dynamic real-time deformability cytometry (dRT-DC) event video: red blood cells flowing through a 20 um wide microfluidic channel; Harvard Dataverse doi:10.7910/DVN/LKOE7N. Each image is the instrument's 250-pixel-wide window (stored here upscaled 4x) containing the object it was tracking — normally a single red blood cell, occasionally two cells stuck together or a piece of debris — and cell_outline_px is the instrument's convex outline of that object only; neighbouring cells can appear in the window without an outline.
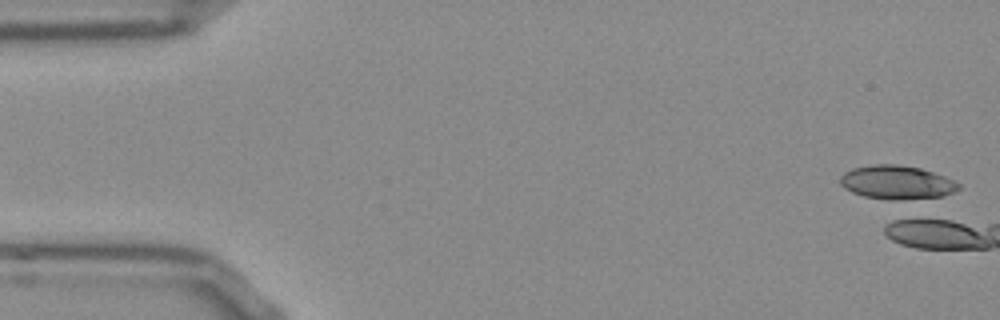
{"species": "Egyptian fruit bat (a non-hibernating species)", "species_latin": "Rousettus aegyptiacus", "temperature_condition": "room temperature", "stored_images_in_passage": 1, "camera_frame_rate_fps": 3000, "um_per_image_px": 0.085, "frame": {"image": 1, "passage_image": 1, "time_ms": 0.0, "image_size_px": [1000, 320], "cell_outline_px": [[960, 188], [944, 196], [896, 204], [864, 196], [852, 192], [844, 188], [840, 184], [840, 176], [844, 172], [852, 168], [872, 164], [896, 164], [920, 168], [944, 176], [960, 184]], "centroid_in_image_um": [76.22, 15.56], "position_along_channel_um": 8.8, "area_um2": 24.28}}